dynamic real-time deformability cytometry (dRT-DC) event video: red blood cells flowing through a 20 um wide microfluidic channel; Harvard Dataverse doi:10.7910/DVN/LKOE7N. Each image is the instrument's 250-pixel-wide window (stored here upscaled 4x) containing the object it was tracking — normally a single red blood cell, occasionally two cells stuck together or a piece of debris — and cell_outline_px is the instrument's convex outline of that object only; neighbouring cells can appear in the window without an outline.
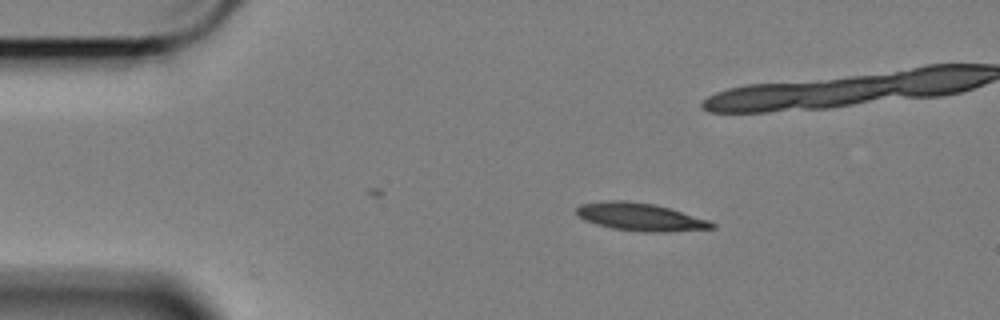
{"species": "Egyptian fruit bat (a non-hibernating species)", "species_latin": "Rousettus aegyptiacus", "temperature_condition": "cold", "stored_images_in_passage": 7, "camera_frame_rate_fps": 3000, "um_per_image_px": 0.085, "animal": {"sex": "female"}, "frame": {"image": 1, "passage_image": 1, "time_ms": 0.0, "image_size_px": [1000, 320], "cell_outline_px": [[716, 228], [668, 232], [644, 232], [612, 228], [596, 224], [584, 220], [576, 212], [576, 208], [580, 204], [604, 200], [628, 200], [656, 204], [708, 220], [716, 224]], "centroid_in_image_um": [54.42, 18.43], "position_along_channel_um": 30.6, "area_um2": 22.02}}